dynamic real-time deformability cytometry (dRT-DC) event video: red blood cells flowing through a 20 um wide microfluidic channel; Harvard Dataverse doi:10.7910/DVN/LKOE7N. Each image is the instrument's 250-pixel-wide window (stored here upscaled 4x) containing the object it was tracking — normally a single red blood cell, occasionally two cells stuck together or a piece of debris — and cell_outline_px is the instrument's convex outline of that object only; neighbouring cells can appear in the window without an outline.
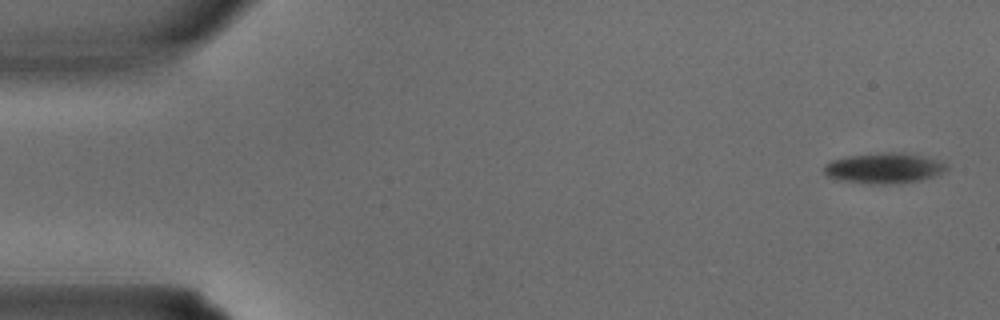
{"species": "common noctule bat (a hibernating species)", "species_latin": "Nyctalus noctula", "temperature_condition": "warm", "stored_images_in_passage": 3, "camera_frame_rate_fps": 3000, "um_per_image_px": 0.085, "animal": {"sex": "male", "body_mass_g": 15.6}, "frame": {"image": 1, "passage_image": 1, "time_ms": 0.0, "image_size_px": [1000, 320], "cell_outline_px": [[948, 168], [944, 172], [920, 180], [884, 184], [880, 184], [840, 180], [828, 176], [824, 172], [824, 164], [832, 160], [848, 156], [884, 152], [900, 152], [940, 160], [948, 164]], "centroid_in_image_um": [75.15, 14.28], "position_along_channel_um": 9.8, "area_um2": 21.44}}
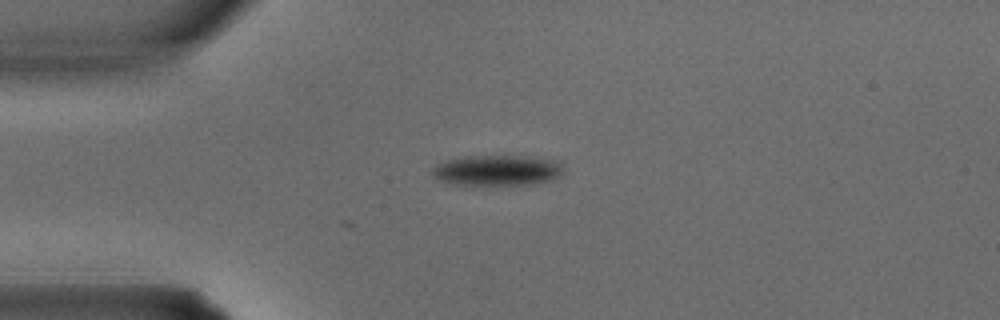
{"frame": {"image": 2, "passage_image": 3, "time_ms": 0.667, "image_size_px": [1000, 320], "cell_outline_px": [[564, 172], [552, 180], [536, 184], [456, 184], [440, 180], [432, 176], [432, 168], [436, 164], [444, 160], [464, 156], [532, 156], [560, 160], [564, 168]], "centroid_in_image_um": [42.32, 14.45], "position_along_channel_um": 42.7, "area_um2": 23.64}}